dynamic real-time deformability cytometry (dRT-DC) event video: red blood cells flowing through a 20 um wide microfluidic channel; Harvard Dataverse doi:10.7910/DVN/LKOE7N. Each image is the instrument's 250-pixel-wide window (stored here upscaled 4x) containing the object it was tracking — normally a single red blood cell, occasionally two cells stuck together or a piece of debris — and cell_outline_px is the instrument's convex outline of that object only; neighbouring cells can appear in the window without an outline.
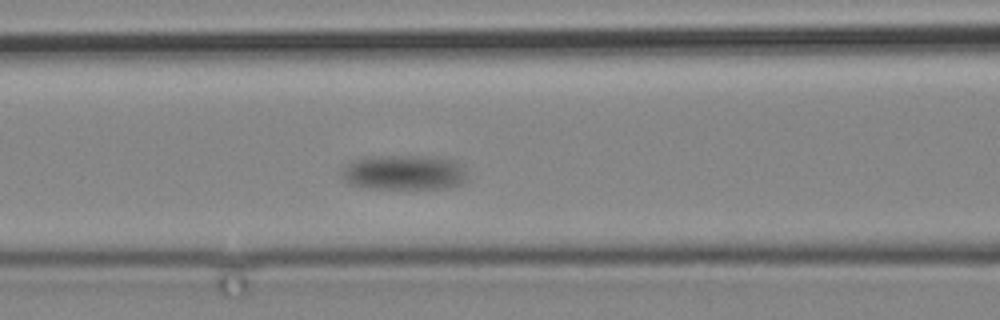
{"species": "common noctule bat (a hibernating species)", "species_latin": "Nyctalus noctula", "temperature_condition": "cold", "stored_images_in_passage": 7, "camera_frame_rate_fps": 3000, "um_per_image_px": 0.085, "animal": {"sex": "male", "body_mass_g": 19.2, "forearm_length_mm": 51.8}, "frame": {"image": 1, "passage_image": 5, "time_ms": 4.667, "image_size_px": [1000, 320], "cell_outline_px": [[464, 180], [460, 184], [448, 188], [368, 188], [348, 184], [340, 176], [340, 172], [344, 164], [348, 160], [364, 156], [416, 156], [456, 160], [464, 168]], "centroid_in_image_um": [34.21, 14.65], "position_along_channel_um": 132.4, "area_um2": 25.78}}
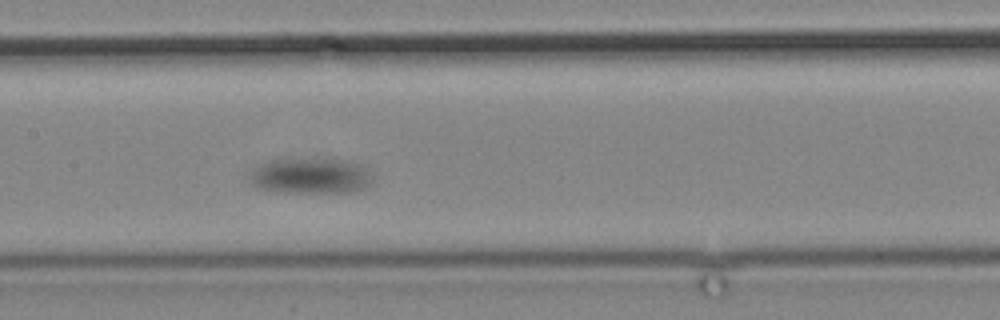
{"frame": {"image": 2, "passage_image": 7, "time_ms": 7.0, "image_size_px": [1000, 320], "cell_outline_px": [[372, 184], [356, 192], [276, 192], [256, 188], [248, 180], [252, 168], [256, 164], [268, 160], [352, 160], [364, 164], [372, 180]], "centroid_in_image_um": [26.38, 14.96], "position_along_channel_um": 181.0, "area_um2": 25.84}}